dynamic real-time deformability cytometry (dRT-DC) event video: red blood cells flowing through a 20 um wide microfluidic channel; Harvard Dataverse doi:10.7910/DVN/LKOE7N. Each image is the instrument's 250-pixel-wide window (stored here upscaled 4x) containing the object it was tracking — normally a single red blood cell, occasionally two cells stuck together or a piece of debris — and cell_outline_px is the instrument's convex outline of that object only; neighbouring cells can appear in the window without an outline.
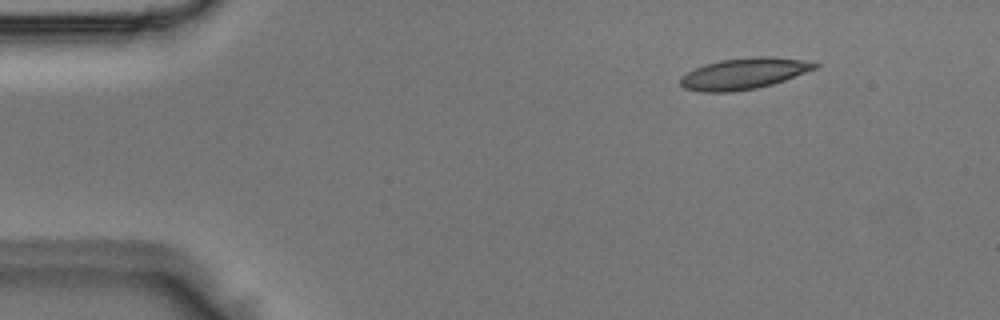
{"species": "Egyptian fruit bat (a non-hibernating species)", "species_latin": "Rousettus aegyptiacus", "temperature_condition": "room temperature", "stored_images_in_passage": 4, "segment_of_instrument_passage": [1, 2], "camera_frame_rate_fps": 3000, "um_per_image_px": 0.085, "animal": {"sex": "male"}, "frame": {"image": 1, "passage_image": 1, "time_ms": 0.0, "image_size_px": [1000, 320], "cell_outline_px": [[820, 64], [816, 68], [784, 80], [772, 84], [756, 88], [732, 92], [700, 92], [684, 88], [680, 84], [680, 76], [704, 64], [720, 60], [756, 56], [772, 56], [800, 60]], "centroid_in_image_um": [63.18, 6.26], "position_along_channel_um": 21.8, "area_um2": 24.28}}